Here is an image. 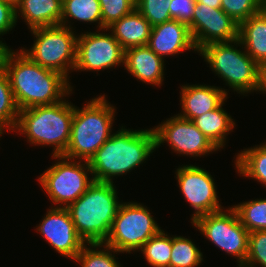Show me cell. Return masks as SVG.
<instances>
[{"instance_id":"obj_1","label":"cell","mask_w":266,"mask_h":267,"mask_svg":"<svg viewBox=\"0 0 266 267\" xmlns=\"http://www.w3.org/2000/svg\"><path fill=\"white\" fill-rule=\"evenodd\" d=\"M5 72L19 110L55 104L73 93L66 76L36 64L21 48L10 53Z\"/></svg>"},{"instance_id":"obj_2","label":"cell","mask_w":266,"mask_h":267,"mask_svg":"<svg viewBox=\"0 0 266 267\" xmlns=\"http://www.w3.org/2000/svg\"><path fill=\"white\" fill-rule=\"evenodd\" d=\"M155 151L153 128L133 130L120 126L89 160L93 179L113 183L114 177L135 170Z\"/></svg>"},{"instance_id":"obj_3","label":"cell","mask_w":266,"mask_h":267,"mask_svg":"<svg viewBox=\"0 0 266 267\" xmlns=\"http://www.w3.org/2000/svg\"><path fill=\"white\" fill-rule=\"evenodd\" d=\"M111 182L94 181L87 191L67 207L74 227L85 243H104L123 201Z\"/></svg>"},{"instance_id":"obj_4","label":"cell","mask_w":266,"mask_h":267,"mask_svg":"<svg viewBox=\"0 0 266 267\" xmlns=\"http://www.w3.org/2000/svg\"><path fill=\"white\" fill-rule=\"evenodd\" d=\"M106 97L105 94L97 95L81 108L74 104L70 141L62 156L89 162L112 136L117 113Z\"/></svg>"},{"instance_id":"obj_5","label":"cell","mask_w":266,"mask_h":267,"mask_svg":"<svg viewBox=\"0 0 266 267\" xmlns=\"http://www.w3.org/2000/svg\"><path fill=\"white\" fill-rule=\"evenodd\" d=\"M66 99L19 110L13 132L25 135L30 145L53 147L52 156L63 155L70 141L74 114V104Z\"/></svg>"},{"instance_id":"obj_6","label":"cell","mask_w":266,"mask_h":267,"mask_svg":"<svg viewBox=\"0 0 266 267\" xmlns=\"http://www.w3.org/2000/svg\"><path fill=\"white\" fill-rule=\"evenodd\" d=\"M243 48L236 39L207 44L198 53L226 86L241 96H248L259 92L261 66Z\"/></svg>"},{"instance_id":"obj_7","label":"cell","mask_w":266,"mask_h":267,"mask_svg":"<svg viewBox=\"0 0 266 267\" xmlns=\"http://www.w3.org/2000/svg\"><path fill=\"white\" fill-rule=\"evenodd\" d=\"M51 157L57 162L44 170L37 180L54 205L52 207L67 208L94 182L92 171L88 161H77L62 155Z\"/></svg>"},{"instance_id":"obj_8","label":"cell","mask_w":266,"mask_h":267,"mask_svg":"<svg viewBox=\"0 0 266 267\" xmlns=\"http://www.w3.org/2000/svg\"><path fill=\"white\" fill-rule=\"evenodd\" d=\"M34 36L31 48L21 50L41 67L57 71L70 80L69 73L74 71L76 63V30L58 25L39 27L30 30Z\"/></svg>"},{"instance_id":"obj_9","label":"cell","mask_w":266,"mask_h":267,"mask_svg":"<svg viewBox=\"0 0 266 267\" xmlns=\"http://www.w3.org/2000/svg\"><path fill=\"white\" fill-rule=\"evenodd\" d=\"M161 230L146 205L134 201L122 202L104 243L120 253L131 254L139 252Z\"/></svg>"},{"instance_id":"obj_10","label":"cell","mask_w":266,"mask_h":267,"mask_svg":"<svg viewBox=\"0 0 266 267\" xmlns=\"http://www.w3.org/2000/svg\"><path fill=\"white\" fill-rule=\"evenodd\" d=\"M192 226L209 242L234 257L238 267L244 265L248 253L249 231L242 225L232 205L197 218Z\"/></svg>"},{"instance_id":"obj_11","label":"cell","mask_w":266,"mask_h":267,"mask_svg":"<svg viewBox=\"0 0 266 267\" xmlns=\"http://www.w3.org/2000/svg\"><path fill=\"white\" fill-rule=\"evenodd\" d=\"M156 149L164 143L171 151L190 158L204 157L219 149L206 137L195 124L177 114L167 118L161 124L153 127Z\"/></svg>"},{"instance_id":"obj_12","label":"cell","mask_w":266,"mask_h":267,"mask_svg":"<svg viewBox=\"0 0 266 267\" xmlns=\"http://www.w3.org/2000/svg\"><path fill=\"white\" fill-rule=\"evenodd\" d=\"M105 31L78 33L74 71L99 72L124 65L125 50L110 31Z\"/></svg>"},{"instance_id":"obj_13","label":"cell","mask_w":266,"mask_h":267,"mask_svg":"<svg viewBox=\"0 0 266 267\" xmlns=\"http://www.w3.org/2000/svg\"><path fill=\"white\" fill-rule=\"evenodd\" d=\"M175 174L180 193L194 210L191 223L201 216L224 209L210 172L196 165L182 164L175 170Z\"/></svg>"},{"instance_id":"obj_14","label":"cell","mask_w":266,"mask_h":267,"mask_svg":"<svg viewBox=\"0 0 266 267\" xmlns=\"http://www.w3.org/2000/svg\"><path fill=\"white\" fill-rule=\"evenodd\" d=\"M197 50L210 43L238 39L237 24L221 8H211L196 2L192 22L188 25Z\"/></svg>"},{"instance_id":"obj_15","label":"cell","mask_w":266,"mask_h":267,"mask_svg":"<svg viewBox=\"0 0 266 267\" xmlns=\"http://www.w3.org/2000/svg\"><path fill=\"white\" fill-rule=\"evenodd\" d=\"M35 230L54 251L73 261L86 244L77 233L67 208L50 205Z\"/></svg>"},{"instance_id":"obj_16","label":"cell","mask_w":266,"mask_h":267,"mask_svg":"<svg viewBox=\"0 0 266 267\" xmlns=\"http://www.w3.org/2000/svg\"><path fill=\"white\" fill-rule=\"evenodd\" d=\"M147 46L164 60L187 50L198 53L189 26L174 19L152 26Z\"/></svg>"},{"instance_id":"obj_17","label":"cell","mask_w":266,"mask_h":267,"mask_svg":"<svg viewBox=\"0 0 266 267\" xmlns=\"http://www.w3.org/2000/svg\"><path fill=\"white\" fill-rule=\"evenodd\" d=\"M180 87L181 112L177 115L191 121L205 112L216 109L225 99L229 98V91L218 86L184 84Z\"/></svg>"},{"instance_id":"obj_18","label":"cell","mask_w":266,"mask_h":267,"mask_svg":"<svg viewBox=\"0 0 266 267\" xmlns=\"http://www.w3.org/2000/svg\"><path fill=\"white\" fill-rule=\"evenodd\" d=\"M164 63V59L145 45L126 49L123 67L137 81L160 87L164 84Z\"/></svg>"},{"instance_id":"obj_19","label":"cell","mask_w":266,"mask_h":267,"mask_svg":"<svg viewBox=\"0 0 266 267\" xmlns=\"http://www.w3.org/2000/svg\"><path fill=\"white\" fill-rule=\"evenodd\" d=\"M16 22L24 19L28 30L58 26L61 23V0H21L15 8Z\"/></svg>"},{"instance_id":"obj_20","label":"cell","mask_w":266,"mask_h":267,"mask_svg":"<svg viewBox=\"0 0 266 267\" xmlns=\"http://www.w3.org/2000/svg\"><path fill=\"white\" fill-rule=\"evenodd\" d=\"M151 30L152 25L136 8L107 28L124 50L147 45Z\"/></svg>"},{"instance_id":"obj_21","label":"cell","mask_w":266,"mask_h":267,"mask_svg":"<svg viewBox=\"0 0 266 267\" xmlns=\"http://www.w3.org/2000/svg\"><path fill=\"white\" fill-rule=\"evenodd\" d=\"M238 39L245 51L261 66L266 65V11L239 24Z\"/></svg>"},{"instance_id":"obj_22","label":"cell","mask_w":266,"mask_h":267,"mask_svg":"<svg viewBox=\"0 0 266 267\" xmlns=\"http://www.w3.org/2000/svg\"><path fill=\"white\" fill-rule=\"evenodd\" d=\"M225 99L216 109L205 112L195 117L192 122L195 126L219 149L226 146L227 136L233 132L236 126L235 120L232 118L225 108H223Z\"/></svg>"},{"instance_id":"obj_23","label":"cell","mask_w":266,"mask_h":267,"mask_svg":"<svg viewBox=\"0 0 266 267\" xmlns=\"http://www.w3.org/2000/svg\"><path fill=\"white\" fill-rule=\"evenodd\" d=\"M234 158L236 173L266 187V141L239 151Z\"/></svg>"},{"instance_id":"obj_24","label":"cell","mask_w":266,"mask_h":267,"mask_svg":"<svg viewBox=\"0 0 266 267\" xmlns=\"http://www.w3.org/2000/svg\"><path fill=\"white\" fill-rule=\"evenodd\" d=\"M72 19L86 24H98L96 25L97 30H102V16L99 0H62L60 25L74 30L71 25Z\"/></svg>"},{"instance_id":"obj_25","label":"cell","mask_w":266,"mask_h":267,"mask_svg":"<svg viewBox=\"0 0 266 267\" xmlns=\"http://www.w3.org/2000/svg\"><path fill=\"white\" fill-rule=\"evenodd\" d=\"M118 253L105 243H86L74 262L80 267H122L115 257Z\"/></svg>"},{"instance_id":"obj_26","label":"cell","mask_w":266,"mask_h":267,"mask_svg":"<svg viewBox=\"0 0 266 267\" xmlns=\"http://www.w3.org/2000/svg\"><path fill=\"white\" fill-rule=\"evenodd\" d=\"M172 236L163 229L152 236L139 250L151 267H169Z\"/></svg>"},{"instance_id":"obj_27","label":"cell","mask_w":266,"mask_h":267,"mask_svg":"<svg viewBox=\"0 0 266 267\" xmlns=\"http://www.w3.org/2000/svg\"><path fill=\"white\" fill-rule=\"evenodd\" d=\"M201 249L186 236L172 235L169 267H198L203 262Z\"/></svg>"},{"instance_id":"obj_28","label":"cell","mask_w":266,"mask_h":267,"mask_svg":"<svg viewBox=\"0 0 266 267\" xmlns=\"http://www.w3.org/2000/svg\"><path fill=\"white\" fill-rule=\"evenodd\" d=\"M19 109L15 103L7 73H0V138L7 129L12 132L18 120ZM6 129V130H5Z\"/></svg>"},{"instance_id":"obj_29","label":"cell","mask_w":266,"mask_h":267,"mask_svg":"<svg viewBox=\"0 0 266 267\" xmlns=\"http://www.w3.org/2000/svg\"><path fill=\"white\" fill-rule=\"evenodd\" d=\"M232 207L249 233L266 230V198L240 202Z\"/></svg>"},{"instance_id":"obj_30","label":"cell","mask_w":266,"mask_h":267,"mask_svg":"<svg viewBox=\"0 0 266 267\" xmlns=\"http://www.w3.org/2000/svg\"><path fill=\"white\" fill-rule=\"evenodd\" d=\"M221 9L240 24L263 10V0H221Z\"/></svg>"},{"instance_id":"obj_31","label":"cell","mask_w":266,"mask_h":267,"mask_svg":"<svg viewBox=\"0 0 266 267\" xmlns=\"http://www.w3.org/2000/svg\"><path fill=\"white\" fill-rule=\"evenodd\" d=\"M172 0H136V9L154 26L172 20Z\"/></svg>"},{"instance_id":"obj_32","label":"cell","mask_w":266,"mask_h":267,"mask_svg":"<svg viewBox=\"0 0 266 267\" xmlns=\"http://www.w3.org/2000/svg\"><path fill=\"white\" fill-rule=\"evenodd\" d=\"M101 6L102 29L126 16L136 8V0H99Z\"/></svg>"},{"instance_id":"obj_33","label":"cell","mask_w":266,"mask_h":267,"mask_svg":"<svg viewBox=\"0 0 266 267\" xmlns=\"http://www.w3.org/2000/svg\"><path fill=\"white\" fill-rule=\"evenodd\" d=\"M266 267V230L249 233L248 253L242 267Z\"/></svg>"},{"instance_id":"obj_34","label":"cell","mask_w":266,"mask_h":267,"mask_svg":"<svg viewBox=\"0 0 266 267\" xmlns=\"http://www.w3.org/2000/svg\"><path fill=\"white\" fill-rule=\"evenodd\" d=\"M196 0H172L170 4V16L174 20L189 25L192 22Z\"/></svg>"},{"instance_id":"obj_35","label":"cell","mask_w":266,"mask_h":267,"mask_svg":"<svg viewBox=\"0 0 266 267\" xmlns=\"http://www.w3.org/2000/svg\"><path fill=\"white\" fill-rule=\"evenodd\" d=\"M15 8L4 0H0V36L11 32L16 27Z\"/></svg>"},{"instance_id":"obj_36","label":"cell","mask_w":266,"mask_h":267,"mask_svg":"<svg viewBox=\"0 0 266 267\" xmlns=\"http://www.w3.org/2000/svg\"><path fill=\"white\" fill-rule=\"evenodd\" d=\"M0 73L5 71L8 57L13 51L10 46H7L6 42H3V38L0 36Z\"/></svg>"},{"instance_id":"obj_37","label":"cell","mask_w":266,"mask_h":267,"mask_svg":"<svg viewBox=\"0 0 266 267\" xmlns=\"http://www.w3.org/2000/svg\"><path fill=\"white\" fill-rule=\"evenodd\" d=\"M259 92L266 94V65L261 67L260 89Z\"/></svg>"},{"instance_id":"obj_38","label":"cell","mask_w":266,"mask_h":267,"mask_svg":"<svg viewBox=\"0 0 266 267\" xmlns=\"http://www.w3.org/2000/svg\"><path fill=\"white\" fill-rule=\"evenodd\" d=\"M196 2L205 4L211 8H221V0H196Z\"/></svg>"},{"instance_id":"obj_39","label":"cell","mask_w":266,"mask_h":267,"mask_svg":"<svg viewBox=\"0 0 266 267\" xmlns=\"http://www.w3.org/2000/svg\"><path fill=\"white\" fill-rule=\"evenodd\" d=\"M4 1L11 4L14 8H16L17 5L21 2V0H4Z\"/></svg>"},{"instance_id":"obj_40","label":"cell","mask_w":266,"mask_h":267,"mask_svg":"<svg viewBox=\"0 0 266 267\" xmlns=\"http://www.w3.org/2000/svg\"><path fill=\"white\" fill-rule=\"evenodd\" d=\"M263 9L266 11V0H263Z\"/></svg>"}]
</instances>
